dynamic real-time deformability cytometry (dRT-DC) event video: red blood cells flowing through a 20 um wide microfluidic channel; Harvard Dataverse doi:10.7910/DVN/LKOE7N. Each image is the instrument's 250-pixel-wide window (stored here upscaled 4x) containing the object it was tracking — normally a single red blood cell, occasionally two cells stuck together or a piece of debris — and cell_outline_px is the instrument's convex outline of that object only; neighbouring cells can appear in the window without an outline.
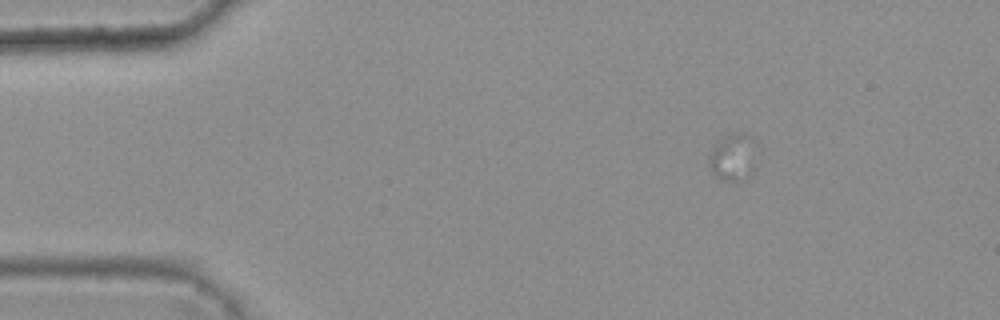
{"species": "common noctule bat (a hibernating species)", "species_latin": "Nyctalus noctula", "temperature_condition": "warm", "stored_images_in_passage": 18, "camera_frame_rate_fps": 3000, "um_per_image_px": 0.085, "animal": {"sex": "female", "body_mass_g": 25.1}, "frame": {"image": 1, "passage_image": 1, "time_ms": 0.0, "image_size_px": [1000, 320], "cell_outline_px": [[756, 140], [736, 180], [720, 180], [712, 172], [708, 164], [708, 156], [716, 144], [724, 136], [736, 132], [740, 132], [752, 136]], "centroid_in_image_um": [62.09, 13.21], "position_along_channel_um": 22.9, "area_um2": 11.16}}
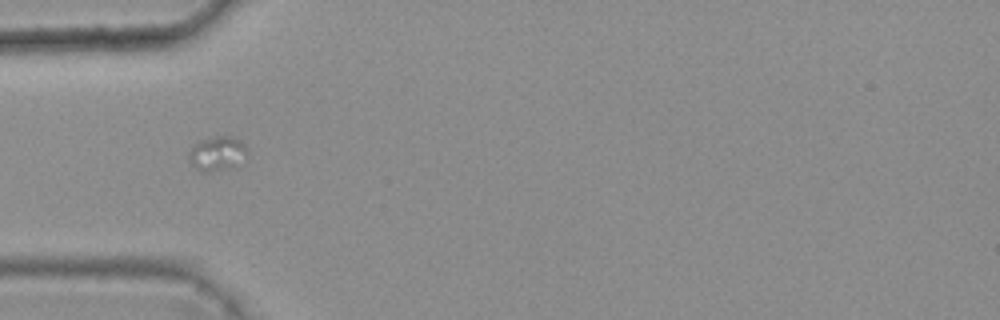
{"frame": {"image": 2, "passage_image": 11, "time_ms": 3.333, "image_size_px": [1000, 320], "cell_outline_px": [[248, 152], [232, 168], [208, 172], [200, 172], [188, 160], [188, 152], [200, 140], [216, 136], [232, 136], [240, 140], [248, 148]], "centroid_in_image_um": [18.45, 13.05], "position_along_channel_um": 66.6, "area_um2": 11.68}}